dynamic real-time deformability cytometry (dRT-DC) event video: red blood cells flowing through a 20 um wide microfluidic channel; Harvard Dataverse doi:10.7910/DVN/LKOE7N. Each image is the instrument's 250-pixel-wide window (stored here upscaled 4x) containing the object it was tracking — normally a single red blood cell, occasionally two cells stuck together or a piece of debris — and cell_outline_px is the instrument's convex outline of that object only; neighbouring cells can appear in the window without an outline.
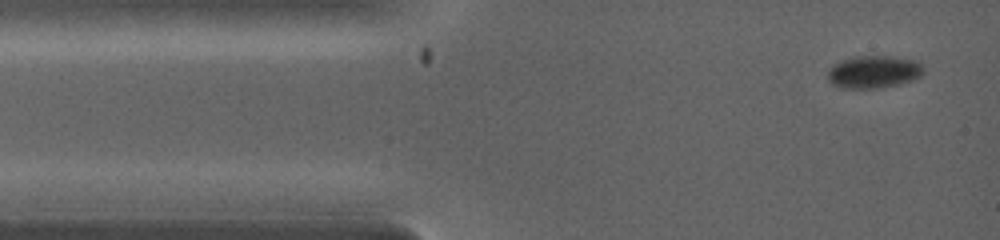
{"species": "common noctule bat (a hibernating species)", "species_latin": "Nyctalus noctula", "temperature_condition": "warm", "stored_images_in_passage": 24, "camera_frame_rate_fps": 5000, "um_per_image_px": 0.085, "animal": {"sex": "female", "body_mass_g": 19.0, "forearm_length_mm": 53.3}, "frame": {"image": 1, "passage_image": 1, "time_ms": 0.0, "image_size_px": [1000, 240], "cell_outline_px": [[920, 76], [896, 84], [876, 88], [848, 88], [836, 84], [828, 80], [828, 72], [836, 64], [844, 60], [856, 56], [888, 56], [912, 60], [920, 64]], "centroid_in_image_um": [74.23, 6.1], "position_along_channel_um": 10.8, "area_um2": 17.17}}
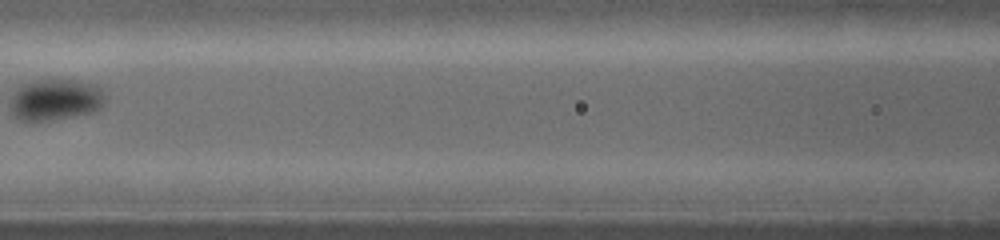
{"frame": {"image": 2, "passage_image": 8, "time_ms": 3.6, "image_size_px": [1000, 240], "cell_outline_px": [[104, 104], [100, 108], [92, 112], [72, 116], [48, 120], [20, 120], [12, 112], [12, 96], [16, 88], [20, 84], [32, 80], [76, 80], [92, 84], [100, 88], [104, 96]], "centroid_in_image_um": [4.7, 8.45], "position_along_channel_um": 161.9, "area_um2": 22.54}}
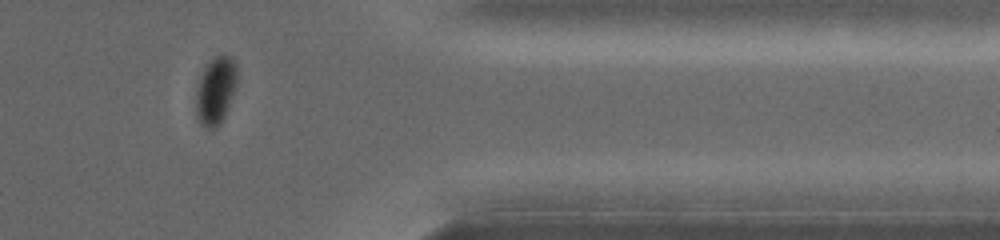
{"frame": {"image": 3, "passage_image": 17, "time_ms": 7.8, "image_size_px": [1000, 240], "cell_outline_px": [[236, 84], [224, 116], [216, 128], [204, 128], [200, 124], [196, 116], [196, 96], [200, 76], [204, 68], [216, 56], [224, 52], [232, 56], [236, 64]], "centroid_in_image_um": [18.32, 7.67], "position_along_channel_um": 393.1, "area_um2": 16.01}}